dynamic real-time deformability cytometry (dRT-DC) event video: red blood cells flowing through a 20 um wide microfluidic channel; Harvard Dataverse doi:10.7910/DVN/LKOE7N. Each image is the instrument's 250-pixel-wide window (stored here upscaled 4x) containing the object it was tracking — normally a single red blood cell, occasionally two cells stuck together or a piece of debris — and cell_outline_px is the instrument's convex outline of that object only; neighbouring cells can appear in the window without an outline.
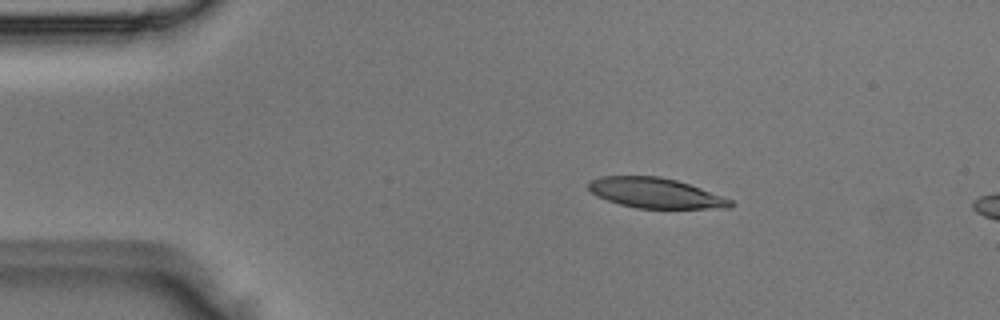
{"species": "Egyptian fruit bat (a non-hibernating species)", "species_latin": "Rousettus aegyptiacus", "temperature_condition": "room temperature", "stored_images_in_passage": 6, "camera_frame_rate_fps": 3000, "um_per_image_px": 0.085, "animal": {"sex": "male"}, "frame": {"image": 1, "passage_image": 3, "time_ms": 0.667, "image_size_px": [1000, 320], "cell_outline_px": [[736, 204], [732, 208], [636, 208], [620, 204], [596, 196], [588, 188], [588, 180], [600, 176], [660, 176], [676, 180], [700, 188], [732, 200]], "centroid_in_image_um": [55.7, 16.4], "position_along_channel_um": 29.3, "area_um2": 24.91}}
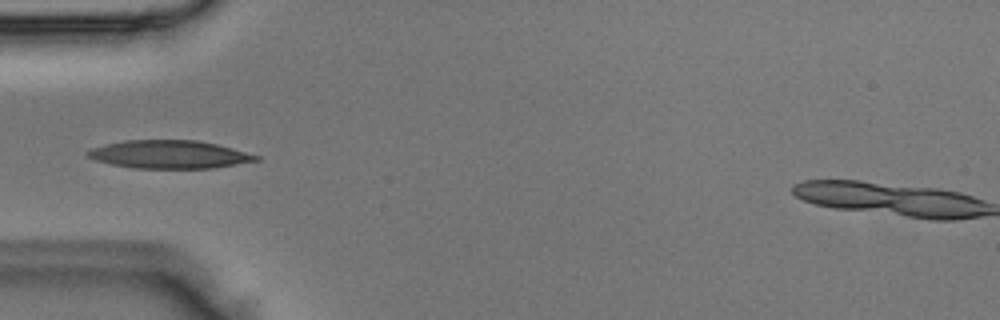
{"frame": {"image": 2, "passage_image": 5, "time_ms": 1.333, "image_size_px": [1000, 320], "cell_outline_px": [[260, 160], [212, 168], [132, 168], [112, 164], [96, 160], [88, 156], [84, 152], [92, 148], [104, 144], [124, 140], [196, 140], [216, 144], [232, 148], [260, 156]], "centroid_in_image_um": [14.37, 13.12], "position_along_channel_um": 70.6, "area_um2": 27.46}}
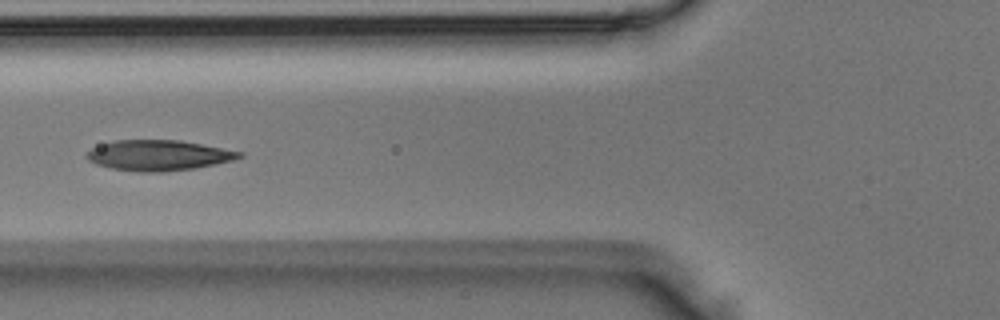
{"frame": {"image": 3, "passage_image": 6, "time_ms": 1.667, "image_size_px": [1000, 320], "cell_outline_px": [[244, 156], [232, 160], [216, 164], [196, 168], [160, 172], [136, 172], [112, 168], [96, 164], [88, 160], [84, 156], [92, 148], [100, 144], [116, 140], [180, 140], [244, 152]], "centroid_in_image_um": [13.47, 13.2], "position_along_channel_um": 112.3, "area_um2": 27.17}}